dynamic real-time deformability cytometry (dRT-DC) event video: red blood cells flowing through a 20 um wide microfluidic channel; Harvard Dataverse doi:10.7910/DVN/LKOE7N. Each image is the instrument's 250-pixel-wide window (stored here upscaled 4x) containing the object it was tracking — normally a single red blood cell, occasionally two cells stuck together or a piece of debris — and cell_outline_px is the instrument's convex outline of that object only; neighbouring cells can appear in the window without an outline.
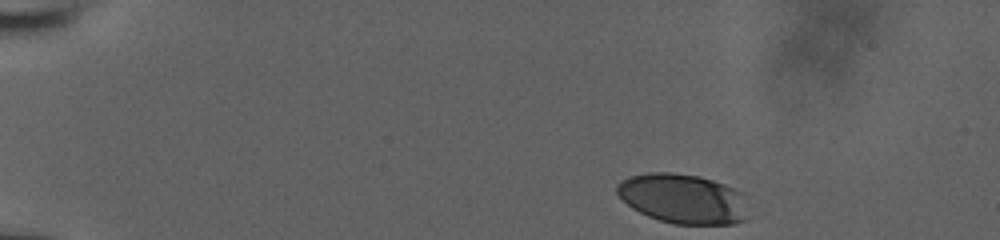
{"species": "human", "species_latin": "Homo sapiens", "temperature_condition": "room temperature", "stored_images_in_passage": 40, "camera_frame_rate_fps": 3000, "um_per_image_px": 0.085, "donor": {"sex": "male"}, "frame": {"image": 1, "passage_image": 1, "time_ms": 0.0, "image_size_px": [1000, 240], "cell_outline_px": [[748, 220], [732, 224], [676, 224], [660, 220], [648, 216], [632, 208], [616, 192], [616, 184], [620, 180], [628, 176], [648, 172], [672, 172], [696, 176], [712, 180], [724, 184], [740, 192]], "centroid_in_image_um": [58.0, 16.88], "position_along_channel_um": 27.0, "area_um2": 37.8}}
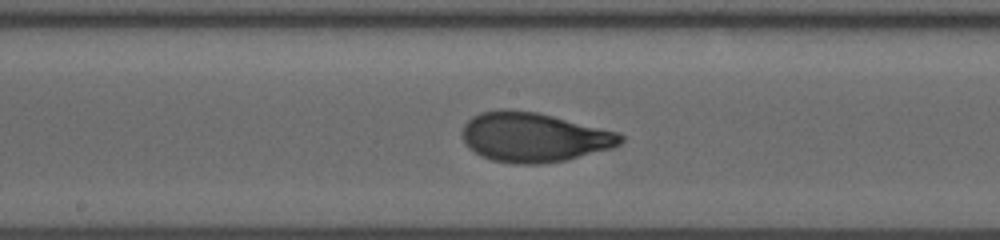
{"frame": {"image": 2, "passage_image": 23, "time_ms": 7.333, "image_size_px": [1000, 240], "cell_outline_px": [[624, 140], [620, 144], [612, 148], [564, 160], [540, 164], [512, 164], [492, 160], [480, 156], [468, 148], [464, 144], [460, 132], [464, 124], [472, 116], [480, 112], [504, 108], [536, 112], [620, 132], [624, 136]], "centroid_in_image_um": [45.33, 11.66], "position_along_channel_um": 202.9, "area_um2": 46.07}}
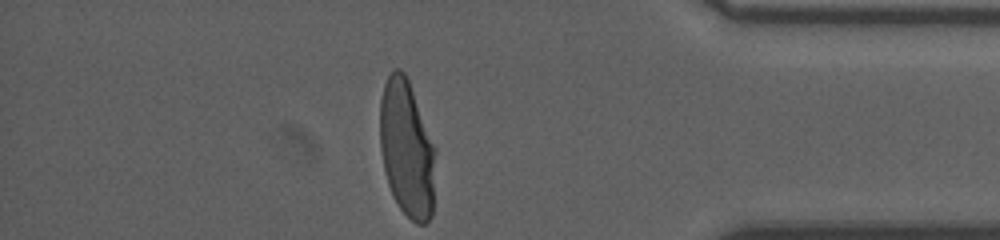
{"frame": {"image": 3, "passage_image": 40, "time_ms": 13.0, "image_size_px": [1000, 240], "cell_outline_px": [[436, 148], [432, 216], [424, 224], [416, 224], [400, 208], [392, 196], [384, 172], [380, 148], [380, 100], [384, 84], [392, 68], [400, 68], [404, 72], [408, 80]], "centroid_in_image_um": [34.57, 12.64], "position_along_channel_um": 400.6, "area_um2": 44.56}, "authors_computed_cell_mechanics": {"area_um2": 44.3326, "velocity_mm_per_s": 3.927, "shape_relaxation_time_tau1_ms": 4.5847, "shape_relaxation_time_tau2_ms": null, "deformation_change_tau1": 0.2146, "deformation_change_tau2": null}}